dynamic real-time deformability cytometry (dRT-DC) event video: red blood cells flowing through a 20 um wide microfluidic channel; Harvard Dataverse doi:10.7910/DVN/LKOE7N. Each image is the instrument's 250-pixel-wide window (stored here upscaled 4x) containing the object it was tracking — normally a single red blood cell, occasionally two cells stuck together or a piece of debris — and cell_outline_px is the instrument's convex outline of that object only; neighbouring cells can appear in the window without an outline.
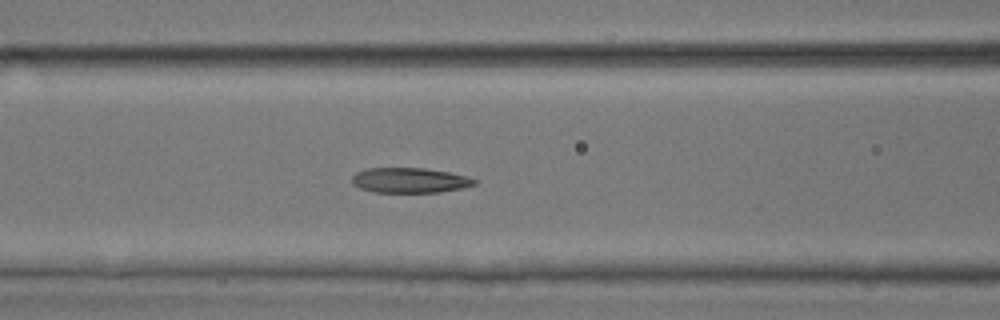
{"species": "common noctule bat (a hibernating species)", "species_latin": "Nyctalus noctula", "temperature_condition": "room temperature", "stored_images_in_passage": 26, "camera_frame_rate_fps": 3000, "um_per_image_px": 0.085, "animal": {"sex": "male", "body_mass_g": 17.9, "forearm_length_mm": 54.2}, "frame": {"image": 1, "passage_image": 22, "time_ms": 7.0, "image_size_px": [1000, 320], "cell_outline_px": [[476, 184], [464, 188], [440, 192], [372, 192], [360, 188], [352, 184], [352, 176], [356, 172], [364, 168], [424, 168], [448, 172], [468, 176], [476, 180]], "centroid_in_image_um": [34.81, 15.32], "position_along_channel_um": 131.8, "area_um2": 18.03}}